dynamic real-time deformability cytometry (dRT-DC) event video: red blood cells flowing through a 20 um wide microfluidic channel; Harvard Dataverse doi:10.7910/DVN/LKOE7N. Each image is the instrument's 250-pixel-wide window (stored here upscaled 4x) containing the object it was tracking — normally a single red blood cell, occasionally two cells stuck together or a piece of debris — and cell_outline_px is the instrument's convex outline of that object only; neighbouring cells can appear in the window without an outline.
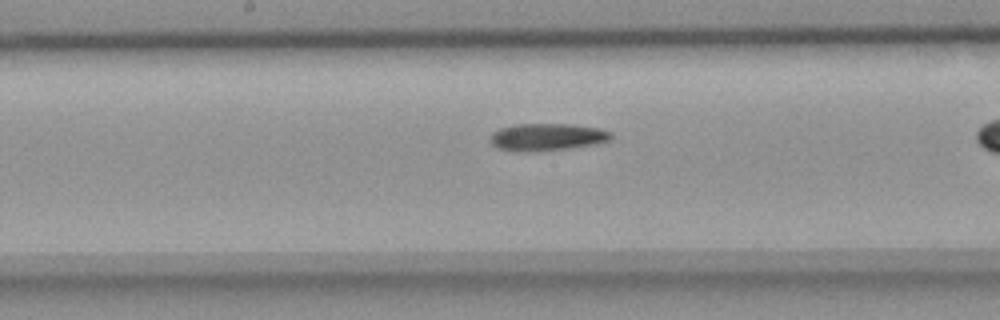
{"species": "common noctule bat (a hibernating species)", "species_latin": "Nyctalus noctula", "temperature_condition": "room temperature", "stored_images_in_passage": 26, "camera_frame_rate_fps": 3000, "um_per_image_px": 0.085, "animal": {"sex": "female", "body_mass_g": 18.4}, "frame": {"image": 1, "passage_image": 12, "time_ms": 3.667, "image_size_px": [1000, 320], "cell_outline_px": [[612, 136], [608, 140], [596, 144], [568, 148], [536, 152], [520, 152], [496, 148], [492, 144], [492, 132], [500, 128], [512, 124], [572, 124], [600, 128], [612, 132]], "centroid_in_image_um": [46.49, 11.65], "position_along_channel_um": 201.7, "area_um2": 19.36}}
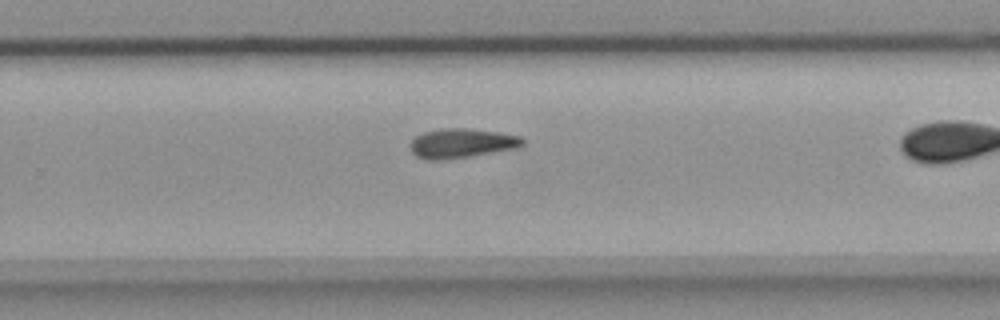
{"frame": {"image": 2, "passage_image": 19, "time_ms": 6.0, "image_size_px": [1000, 320], "cell_outline_px": [[524, 144], [520, 148], [444, 160], [428, 160], [416, 156], [412, 152], [412, 140], [416, 136], [424, 132], [444, 128], [464, 128], [500, 132], [520, 136], [524, 140]], "centroid_in_image_um": [39.28, 12.18], "position_along_channel_um": 290.5, "area_um2": 19.25}}
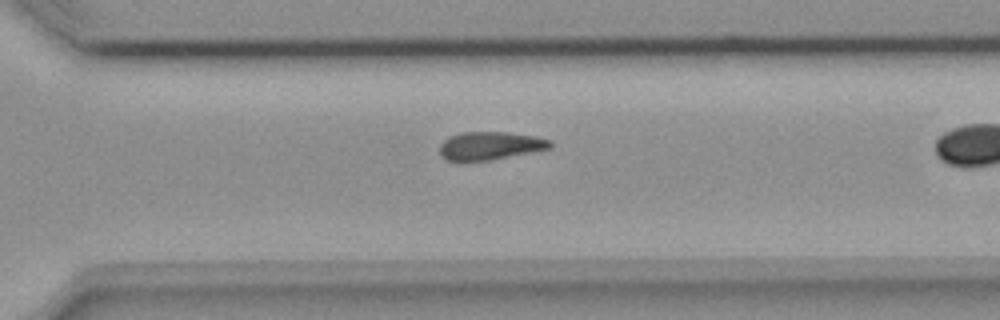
{"frame": {"image": 3, "passage_image": 22, "time_ms": 7.0, "image_size_px": [1000, 320], "cell_outline_px": [[552, 148], [532, 152], [488, 160], [460, 164], [444, 160], [440, 156], [440, 144], [444, 140], [460, 132], [508, 132], [536, 136], [552, 140]], "centroid_in_image_um": [41.61, 12.42], "position_along_channel_um": 329.0, "area_um2": 18.67}}